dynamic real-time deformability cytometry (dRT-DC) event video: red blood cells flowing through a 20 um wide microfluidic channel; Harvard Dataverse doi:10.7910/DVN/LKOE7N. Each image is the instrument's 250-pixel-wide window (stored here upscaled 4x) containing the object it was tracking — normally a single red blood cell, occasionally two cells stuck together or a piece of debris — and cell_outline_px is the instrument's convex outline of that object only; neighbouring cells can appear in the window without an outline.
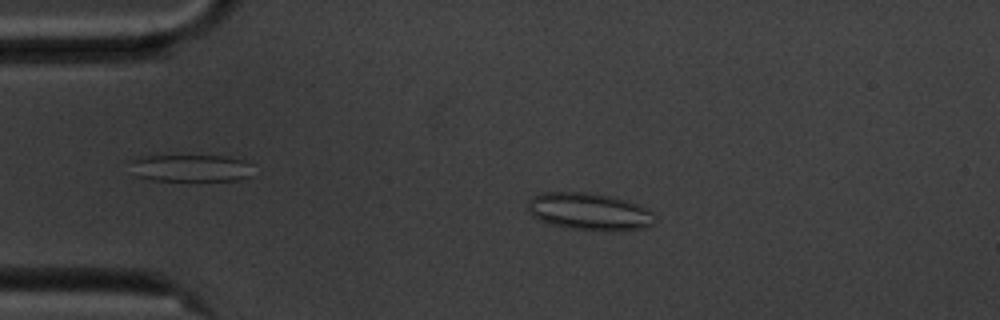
{"species": "common noctule bat (a hibernating species)", "species_latin": "Nyctalus noctula", "temperature_condition": "cold", "stored_images_in_passage": 28, "camera_frame_rate_fps": 3000, "um_per_image_px": 0.085, "animal": {"sex": "male", "body_mass_g": 20.1, "forearm_length_mm": 53.5}, "frame": {"image": 1, "passage_image": 11, "time_ms": 3.333, "image_size_px": [1000, 320], "cell_outline_px": [[656, 220], [652, 224], [640, 228], [612, 232], [572, 228], [548, 224], [532, 216], [528, 208], [528, 200], [532, 196], [540, 192], [584, 192], [608, 196], [624, 200], [636, 204], [652, 212], [656, 216]], "centroid_in_image_um": [50.05, 17.99], "position_along_channel_um": 34.9, "area_um2": 27.51}}
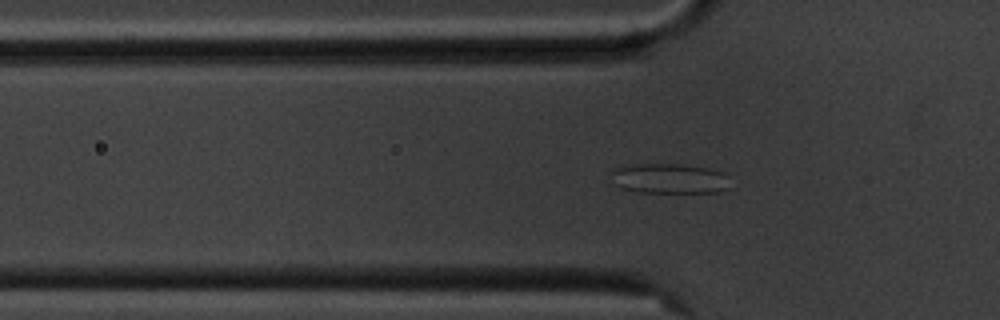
{"frame": {"image": 2, "passage_image": 17, "time_ms": 5.333, "image_size_px": [1000, 320], "cell_outline_px": [[728, 188], [720, 192], [636, 192], [620, 188], [612, 184], [612, 168], [624, 164], [684, 164], [708, 168], [724, 172], [728, 176]], "centroid_in_image_um": [56.84, 15.16], "position_along_channel_um": 69.0, "area_um2": 21.27}}
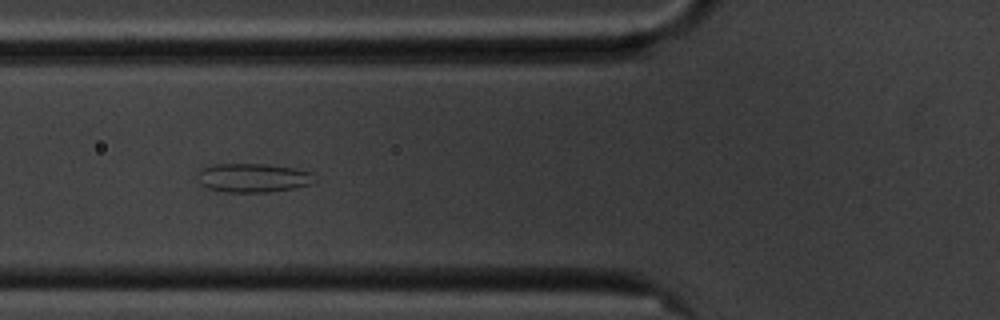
{"frame": {"image": 3, "passage_image": 20, "time_ms": 6.333, "image_size_px": [1000, 320], "cell_outline_px": [[316, 180], [312, 184], [292, 188], [268, 192], [224, 192], [208, 188], [200, 184], [196, 172], [200, 168], [212, 164], [264, 164], [296, 168], [312, 172]], "centroid_in_image_um": [21.49, 15.11], "position_along_channel_um": 104.3, "area_um2": 19.94}}